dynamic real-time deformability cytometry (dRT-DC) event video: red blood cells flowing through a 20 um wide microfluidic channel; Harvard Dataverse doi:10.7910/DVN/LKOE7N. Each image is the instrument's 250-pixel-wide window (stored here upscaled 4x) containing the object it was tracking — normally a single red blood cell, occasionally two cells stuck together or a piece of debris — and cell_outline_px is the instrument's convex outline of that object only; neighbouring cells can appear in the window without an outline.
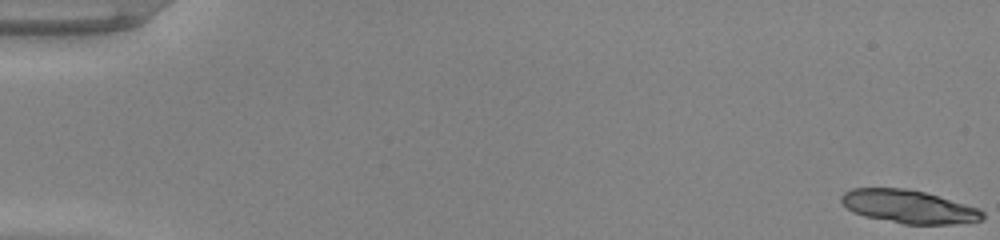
{"species": "common noctule bat (a hibernating species)", "species_latin": "Nyctalus noctula", "temperature_condition": "warm", "stored_images_in_passage": 53, "segment_of_instrument_passage": [1, 2], "camera_frame_rate_fps": 3000, "um_per_image_px": 0.085, "animal": {"sex": "male", "body_mass_g": 20.0, "forearm_length_mm": 53.3}, "frame": {"image": 1, "passage_image": 1, "time_ms": 0.0, "image_size_px": [1000, 240], "cell_outline_px": [[984, 216], [980, 220], [952, 224], [904, 224], [864, 216], [852, 212], [840, 200], [840, 196], [844, 192], [852, 188], [904, 188], [924, 192], [980, 208], [984, 212]], "centroid_in_image_um": [77.22, 17.56], "position_along_channel_um": 7.8, "area_um2": 27.22}}